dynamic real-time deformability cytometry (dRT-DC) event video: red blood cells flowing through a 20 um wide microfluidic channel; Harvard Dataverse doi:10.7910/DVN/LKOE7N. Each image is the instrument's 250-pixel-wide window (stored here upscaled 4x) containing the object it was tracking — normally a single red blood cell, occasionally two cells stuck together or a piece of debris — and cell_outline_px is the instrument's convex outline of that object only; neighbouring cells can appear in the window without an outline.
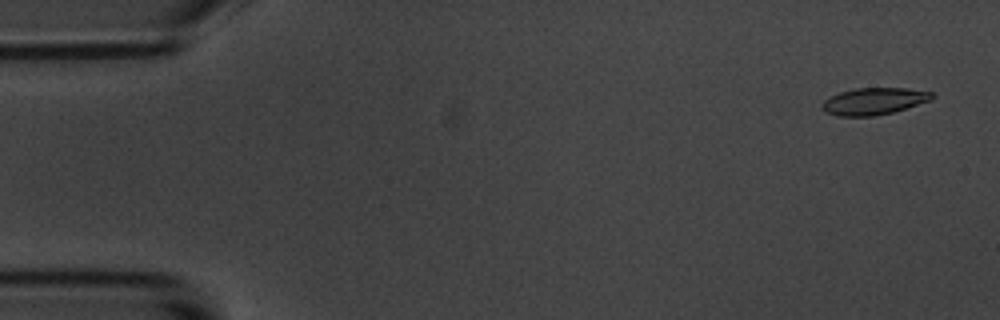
{"species": "common noctule bat (a hibernating species)", "species_latin": "Nyctalus noctula", "temperature_condition": "room temperature", "stored_images_in_passage": 13, "camera_frame_rate_fps": 3000, "um_per_image_px": 0.085, "animal": {"sex": "male", "body_mass_g": 20.1, "forearm_length_mm": 53.5}, "frame": {"image": 1, "passage_image": 3, "time_ms": 0.667, "image_size_px": [1000, 320], "cell_outline_px": [[936, 96], [932, 100], [892, 112], [872, 116], [836, 116], [824, 112], [820, 108], [820, 104], [824, 100], [840, 92], [856, 88], [908, 88], [936, 92]], "centroid_in_image_um": [74.3, 8.6], "position_along_channel_um": 10.7, "area_um2": 17.46}}